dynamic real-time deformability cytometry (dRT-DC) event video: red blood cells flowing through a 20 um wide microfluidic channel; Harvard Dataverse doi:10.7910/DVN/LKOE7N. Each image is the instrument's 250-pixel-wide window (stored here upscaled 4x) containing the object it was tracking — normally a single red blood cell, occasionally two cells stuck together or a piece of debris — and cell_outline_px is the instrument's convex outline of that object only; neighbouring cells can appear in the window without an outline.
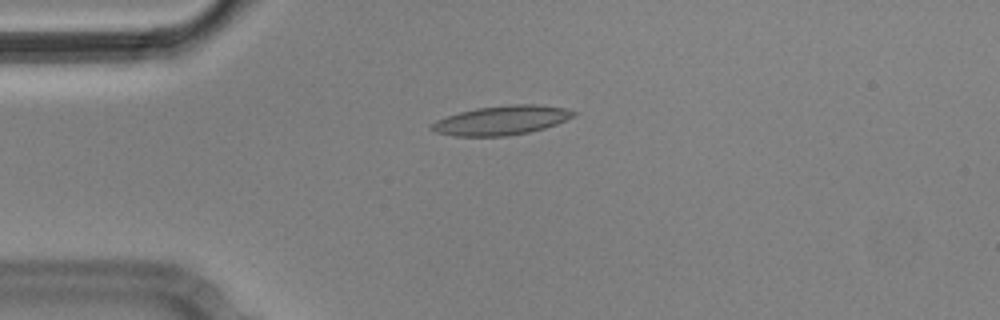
{"species": "Egyptian fruit bat (a non-hibernating species)", "species_latin": "Rousettus aegyptiacus", "temperature_condition": "cold", "stored_images_in_passage": 5, "camera_frame_rate_fps": 3000, "um_per_image_px": 0.085, "animal": {"sex": "male"}, "frame": {"image": 1, "passage_image": 5, "time_ms": 1.333, "image_size_px": [1000, 320], "cell_outline_px": [[576, 116], [556, 124], [544, 128], [528, 132], [504, 136], [452, 136], [436, 132], [428, 128], [436, 120], [460, 112], [476, 108], [512, 104], [536, 104], [568, 108], [576, 112]], "centroid_in_image_um": [42.65, 10.22], "position_along_channel_um": 42.4, "area_um2": 24.16}}